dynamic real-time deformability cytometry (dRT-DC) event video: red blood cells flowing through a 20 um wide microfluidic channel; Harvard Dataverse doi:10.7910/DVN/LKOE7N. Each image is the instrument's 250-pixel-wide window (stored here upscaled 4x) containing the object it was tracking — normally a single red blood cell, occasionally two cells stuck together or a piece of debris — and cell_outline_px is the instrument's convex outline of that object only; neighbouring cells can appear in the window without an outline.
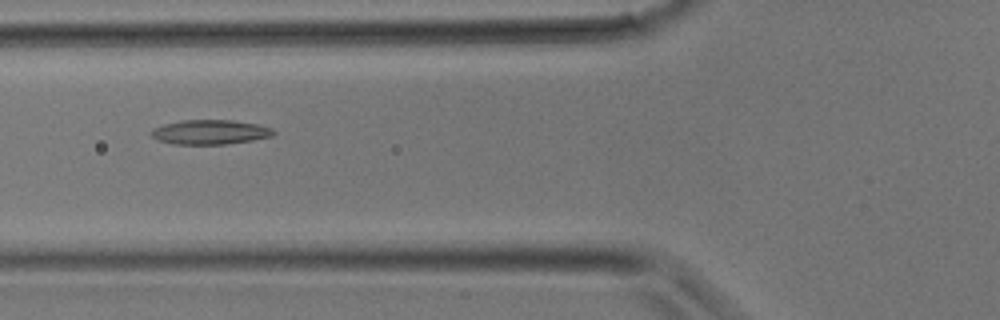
{"species": "common noctule bat (a hibernating species)", "species_latin": "Nyctalus noctula", "temperature_condition": "room temperature", "stored_images_in_passage": 5, "camera_frame_rate_fps": 3000, "um_per_image_px": 0.085, "animal": {"sex": "male", "body_mass_g": 17.9}, "frame": {"image": 1, "passage_image": 5, "time_ms": 1.333, "image_size_px": [1000, 320], "cell_outline_px": [[276, 132], [272, 136], [252, 140], [224, 144], [172, 144], [160, 140], [152, 136], [148, 132], [152, 128], [164, 124], [180, 120], [232, 120], [256, 124], [272, 128]], "centroid_in_image_um": [17.83, 11.22], "position_along_channel_um": 108.0, "area_um2": 17.46}}